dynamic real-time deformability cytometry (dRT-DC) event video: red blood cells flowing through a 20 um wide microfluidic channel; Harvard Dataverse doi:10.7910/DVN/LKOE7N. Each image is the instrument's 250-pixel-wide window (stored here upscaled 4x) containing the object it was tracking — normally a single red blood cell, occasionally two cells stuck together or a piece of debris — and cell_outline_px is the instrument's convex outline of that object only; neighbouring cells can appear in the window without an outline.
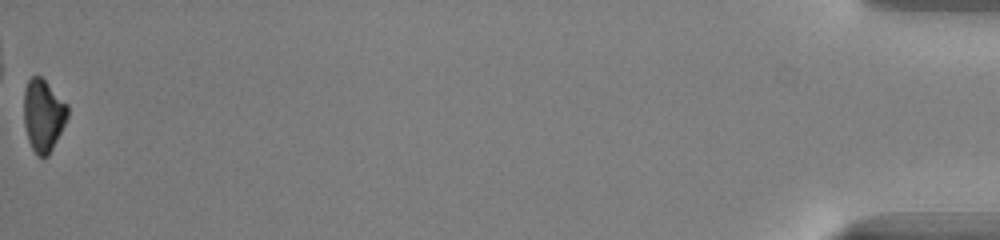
{"species": "common noctule bat (a hibernating species)", "species_latin": "Nyctalus noctula", "temperature_condition": "warm", "stored_images_in_passage": 49, "camera_frame_rate_fps": 3000, "um_per_image_px": 0.085, "animal": {"sex": "male", "body_mass_g": 13.0, "forearm_length_mm": 53.1}, "frame": {"image": 1, "passage_image": 49, "time_ms": 16.0, "image_size_px": [1000, 240], "cell_outline_px": [[68, 116], [48, 156], [36, 156], [28, 140], [24, 124], [24, 88], [28, 80], [32, 76], [40, 76], [68, 104]], "centroid_in_image_um": [3.66, 9.79], "position_along_channel_um": 431.5, "area_um2": 18.26}, "authors_computed_cell_mechanics": {"area_um2": 20.6924, "velocity_mm_per_s": 4.0973, "shape_relaxation_time_tau1_ms": 2.1125, "shape_relaxation_time_tau2_ms": null, "deformation_change_tau1": 0.1023, "deformation_change_tau2": null}}